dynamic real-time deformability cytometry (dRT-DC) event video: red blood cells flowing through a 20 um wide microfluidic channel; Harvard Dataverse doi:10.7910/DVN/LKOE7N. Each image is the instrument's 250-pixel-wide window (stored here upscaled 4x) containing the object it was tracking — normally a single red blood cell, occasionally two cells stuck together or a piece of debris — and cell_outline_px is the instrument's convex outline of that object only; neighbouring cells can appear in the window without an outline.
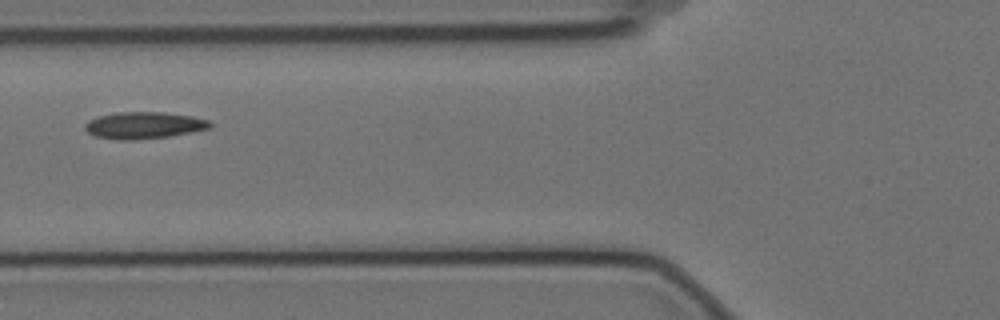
{"species": "Egyptian fruit bat (a non-hibernating species)", "species_latin": "Rousettus aegyptiacus", "temperature_condition": "cold", "stored_images_in_passage": 13, "segment_of_instrument_passage": [1, 2], "camera_frame_rate_fps": 3000, "um_per_image_px": 0.085, "animal": {"sex": "female"}, "frame": {"image": 1, "passage_image": 3, "time_ms": 0.667, "image_size_px": [1000, 320], "cell_outline_px": [[212, 128], [192, 132], [168, 136], [132, 140], [120, 140], [96, 136], [88, 132], [84, 128], [84, 124], [88, 120], [100, 116], [120, 112], [164, 112], [192, 116], [208, 120], [212, 124]], "centroid_in_image_um": [12.25, 10.65], "position_along_channel_um": 113.5, "area_um2": 19.42}}
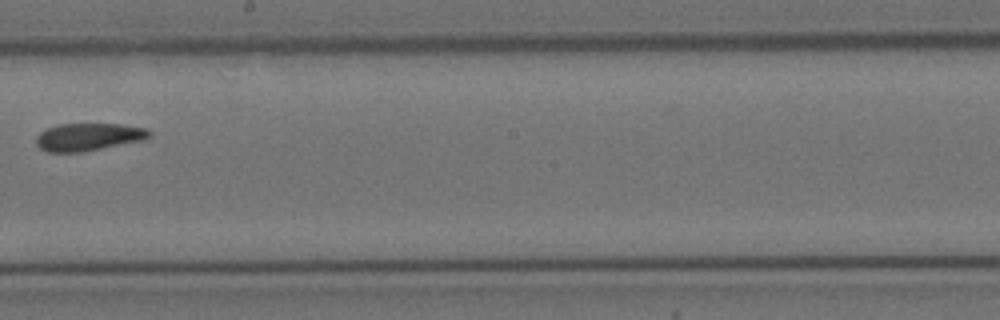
{"frame": {"image": 2, "passage_image": 6, "time_ms": 1.667, "image_size_px": [1000, 320], "cell_outline_px": [[152, 136], [144, 140], [84, 152], [48, 152], [40, 148], [36, 144], [36, 136], [40, 132], [48, 128], [60, 124], [124, 124], [148, 128], [152, 132]], "centroid_in_image_um": [7.57, 11.64], "position_along_channel_um": 240.6, "area_um2": 18.44}}
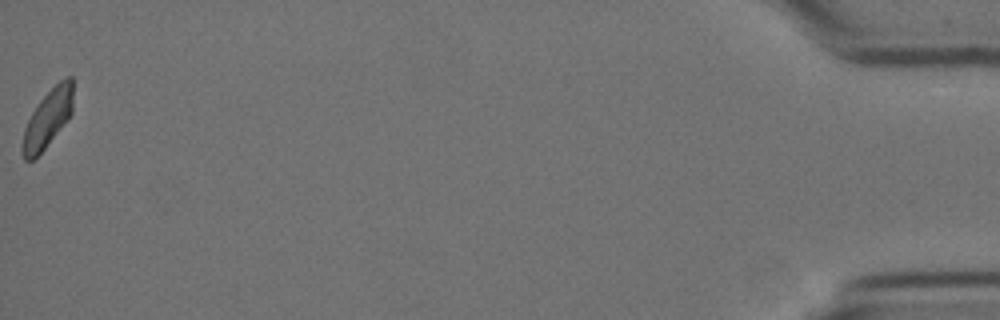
{"frame": {"image": 3, "passage_image": 12, "time_ms": 3.667, "image_size_px": [1000, 320], "cell_outline_px": [[72, 112], [44, 148], [32, 160], [24, 160], [20, 152], [20, 148], [24, 128], [32, 112], [40, 100], [60, 80], [68, 76], [72, 76]], "centroid_in_image_um": [4.0, 10.09], "position_along_channel_um": 431.2, "area_um2": 16.65}}